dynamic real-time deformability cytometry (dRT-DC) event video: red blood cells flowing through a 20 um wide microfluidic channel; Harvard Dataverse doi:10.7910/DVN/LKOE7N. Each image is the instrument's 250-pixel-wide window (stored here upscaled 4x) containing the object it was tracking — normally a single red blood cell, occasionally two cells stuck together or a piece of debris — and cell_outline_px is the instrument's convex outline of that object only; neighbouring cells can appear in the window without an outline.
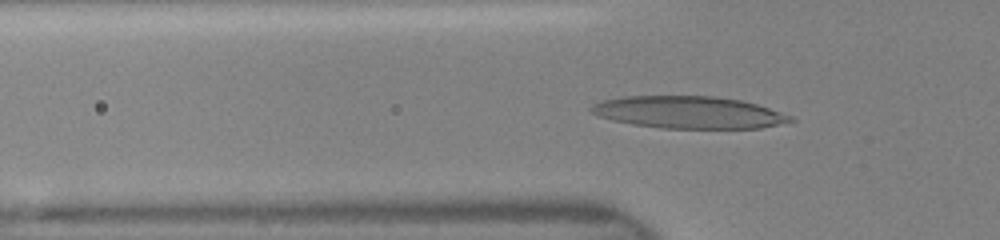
{"species": "human", "species_latin": "Homo sapiens", "temperature_condition": "room temperature", "stored_images_in_passage": 41, "camera_frame_rate_fps": 3000, "um_per_image_px": 0.085, "donor": {"sex": "female"}, "frame": {"image": 1, "passage_image": 16, "time_ms": 5.0, "image_size_px": [1000, 240], "cell_outline_px": [[796, 120], [760, 128], [660, 128], [632, 124], [612, 120], [596, 116], [588, 108], [592, 104], [600, 100], [624, 96], [716, 96], [740, 100], [756, 104], [792, 116]], "centroid_in_image_um": [58.47, 9.54], "position_along_channel_um": 67.3, "area_um2": 37.4}}
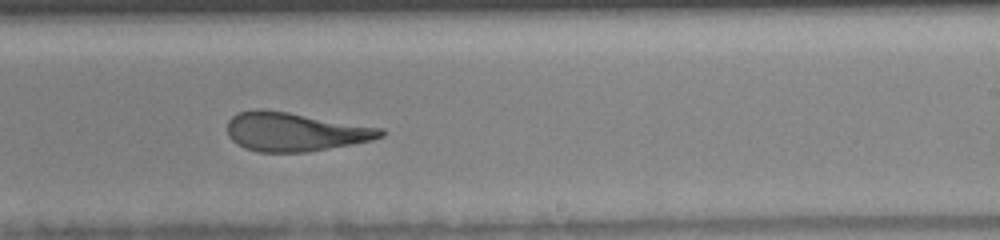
{"frame": {"image": 2, "passage_image": 30, "time_ms": 9.667, "image_size_px": [1000, 240], "cell_outline_px": [[384, 136], [372, 140], [352, 144], [308, 152], [260, 152], [244, 148], [236, 144], [228, 136], [228, 120], [236, 112], [256, 108], [264, 108], [384, 128]], "centroid_in_image_um": [25.04, 11.19], "position_along_channel_um": 264.0, "area_um2": 34.97}}
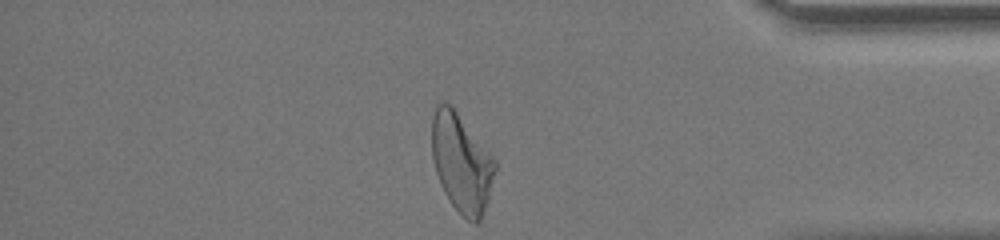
{"frame": {"image": 3, "passage_image": 41, "time_ms": 13.333, "image_size_px": [1000, 240], "cell_outline_px": [[496, 168], [488, 200], [480, 220], [476, 224], [472, 224], [452, 204], [444, 192], [440, 184], [436, 172], [432, 156], [432, 116], [436, 104], [444, 100], [452, 104], [496, 160]], "centroid_in_image_um": [39.22, 13.79], "position_along_channel_um": 396.0, "area_um2": 36.41}}